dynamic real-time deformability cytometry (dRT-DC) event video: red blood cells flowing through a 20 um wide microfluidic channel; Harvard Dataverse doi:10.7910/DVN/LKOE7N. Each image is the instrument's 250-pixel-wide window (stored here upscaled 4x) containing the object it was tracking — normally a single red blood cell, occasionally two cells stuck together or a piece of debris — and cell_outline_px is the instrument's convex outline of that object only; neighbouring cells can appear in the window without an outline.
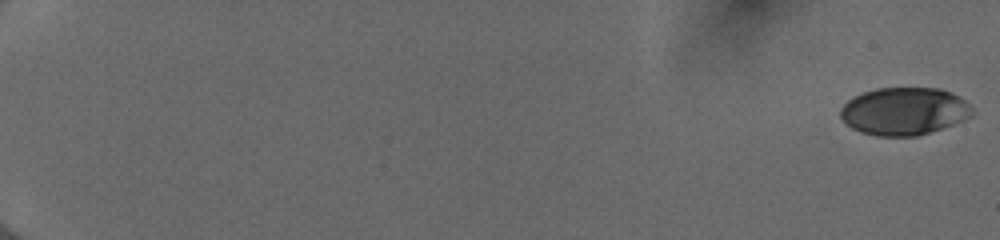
{"species": "human", "species_latin": "Homo sapiens", "temperature_condition": "cold", "stored_images_in_passage": 55, "camera_frame_rate_fps": 3000, "um_per_image_px": 0.085, "donor": {"sex": "female"}, "frame": {"image": 1, "passage_image": 1, "time_ms": 0.0, "image_size_px": [1000, 240], "cell_outline_px": [[972, 116], [964, 120], [916, 136], [876, 136], [860, 132], [852, 128], [840, 116], [840, 108], [848, 100], [864, 92], [876, 88], [940, 88], [964, 100], [972, 108]], "centroid_in_image_um": [76.83, 9.45], "position_along_channel_um": 8.2, "area_um2": 36.18}}
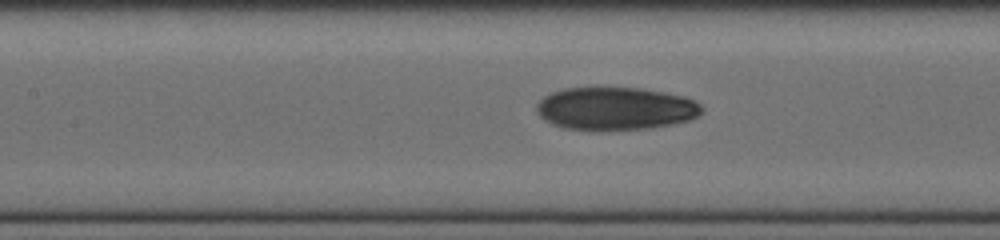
{"frame": {"image": 2, "passage_image": 29, "time_ms": 9.333, "image_size_px": [1000, 240], "cell_outline_px": [[704, 108], [696, 116], [688, 120], [672, 124], [652, 128], [600, 132], [592, 132], [564, 128], [552, 124], [540, 116], [536, 112], [536, 104], [544, 96], [552, 92], [564, 88], [640, 88], [664, 92], [684, 96], [696, 100]], "centroid_in_image_um": [52.29, 9.26], "position_along_channel_um": 155.1, "area_um2": 41.96}}
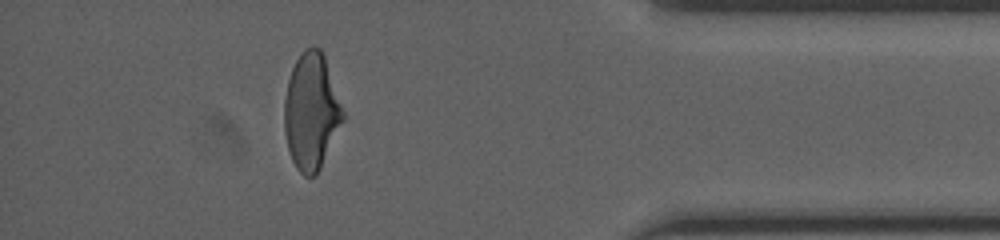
{"frame": {"image": 3, "passage_image": 50, "time_ms": 16.333, "image_size_px": [1000, 240], "cell_outline_px": [[344, 120], [316, 176], [304, 176], [296, 168], [292, 160], [288, 148], [284, 132], [284, 100], [288, 80], [292, 68], [296, 60], [304, 48], [312, 44], [320, 48], [324, 56], [344, 112]], "centroid_in_image_um": [26.45, 9.47], "position_along_channel_um": 408.8, "area_um2": 39.71}, "authors_computed_cell_mechanics": {"area_um2": 39.593, "velocity_mm_per_s": 4.0349, "shape_relaxation_time_tau1_ms": 4.6455, "shape_relaxation_time_tau2_ms": 1.9392, "deformation_change_tau1": 0.1722, "deformation_change_tau2": 0.0731}}